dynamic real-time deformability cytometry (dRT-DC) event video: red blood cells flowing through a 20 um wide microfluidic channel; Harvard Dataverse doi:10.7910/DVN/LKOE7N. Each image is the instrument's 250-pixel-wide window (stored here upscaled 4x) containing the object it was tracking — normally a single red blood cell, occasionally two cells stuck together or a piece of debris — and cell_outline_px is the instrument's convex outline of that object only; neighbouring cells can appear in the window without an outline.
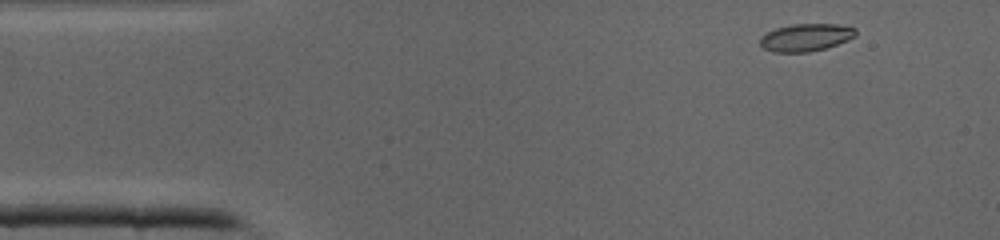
{"species": "common noctule bat (a hibernating species)", "species_latin": "Nyctalus noctula", "temperature_condition": "cold", "stored_images_in_passage": 38, "camera_frame_rate_fps": 3000, "um_per_image_px": 0.085, "animal": {"sex": "male", "body_mass_g": 19.0, "forearm_length_mm": 50.8}, "frame": {"image": 1, "passage_image": 1, "time_ms": 0.0, "image_size_px": [1000, 240], "cell_outline_px": [[856, 36], [848, 40], [824, 48], [808, 52], [772, 52], [764, 48], [760, 44], [760, 36], [776, 28], [792, 24], [836, 24], [856, 28]], "centroid_in_image_um": [68.49, 3.18], "position_along_channel_um": 16.5, "area_um2": 15.26}}
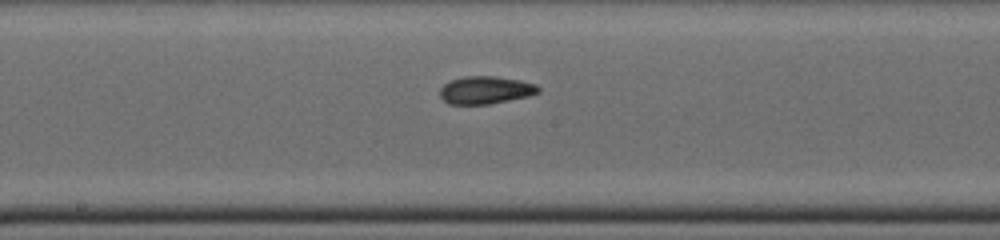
{"frame": {"image": 2, "passage_image": 18, "time_ms": 5.667, "image_size_px": [1000, 240], "cell_outline_px": [[540, 92], [528, 96], [488, 104], [448, 104], [440, 96], [440, 88], [448, 80], [464, 76], [496, 76], [520, 80], [536, 84], [540, 88]], "centroid_in_image_um": [41.25, 7.64], "position_along_channel_um": 206.9, "area_um2": 15.95}}
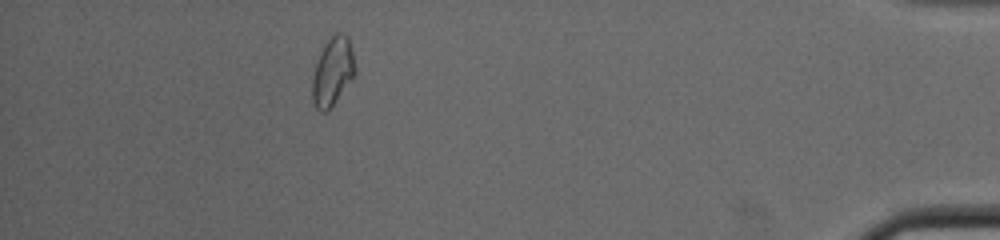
{"frame": {"image": 3, "passage_image": 34, "time_ms": 11.0, "image_size_px": [1000, 240], "cell_outline_px": [[356, 72], [332, 104], [324, 112], [320, 112], [316, 108], [312, 100], [312, 76], [320, 52], [324, 44], [336, 32], [340, 32], [348, 36], [356, 68]], "centroid_in_image_um": [28.26, 6.04], "position_along_channel_um": 406.9, "area_um2": 16.65}}